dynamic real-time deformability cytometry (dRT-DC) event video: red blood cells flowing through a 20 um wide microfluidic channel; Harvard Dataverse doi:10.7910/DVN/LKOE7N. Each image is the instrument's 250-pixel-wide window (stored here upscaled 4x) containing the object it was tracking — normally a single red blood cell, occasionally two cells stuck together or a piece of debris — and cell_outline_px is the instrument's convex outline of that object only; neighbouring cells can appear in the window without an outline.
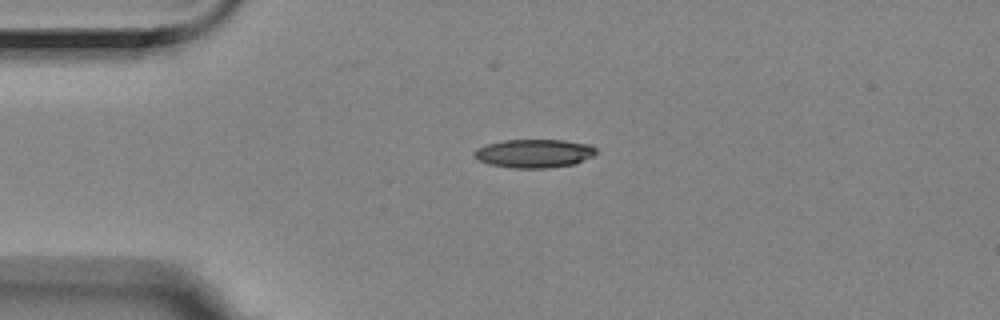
{"species": "Egyptian fruit bat (a non-hibernating species)", "species_latin": "Rousettus aegyptiacus", "temperature_condition": "room temperature", "stored_images_in_passage": 3, "camera_frame_rate_fps": 3000, "um_per_image_px": 0.085, "animal": {"sex": "female"}, "frame": {"image": 1, "passage_image": 1, "time_ms": 0.0, "image_size_px": [1000, 320], "cell_outline_px": [[596, 152], [592, 156], [576, 164], [548, 168], [512, 168], [488, 164], [476, 160], [472, 156], [472, 152], [476, 148], [488, 144], [504, 140], [564, 140], [592, 144], [596, 148]], "centroid_in_image_um": [45.38, 13.04], "position_along_channel_um": 39.6, "area_um2": 20.58}}
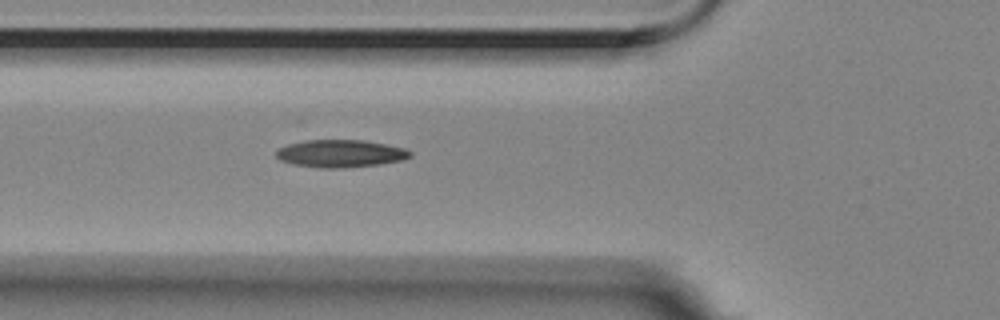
{"frame": {"image": 2, "passage_image": 3, "time_ms": 0.667, "image_size_px": [1000, 320], "cell_outline_px": [[412, 156], [404, 160], [380, 164], [344, 168], [320, 168], [292, 164], [280, 160], [276, 156], [276, 152], [280, 148], [288, 144], [304, 140], [364, 140], [404, 148], [412, 152]], "centroid_in_image_um": [28.95, 13.05], "position_along_channel_um": 96.8, "area_um2": 21.56}}